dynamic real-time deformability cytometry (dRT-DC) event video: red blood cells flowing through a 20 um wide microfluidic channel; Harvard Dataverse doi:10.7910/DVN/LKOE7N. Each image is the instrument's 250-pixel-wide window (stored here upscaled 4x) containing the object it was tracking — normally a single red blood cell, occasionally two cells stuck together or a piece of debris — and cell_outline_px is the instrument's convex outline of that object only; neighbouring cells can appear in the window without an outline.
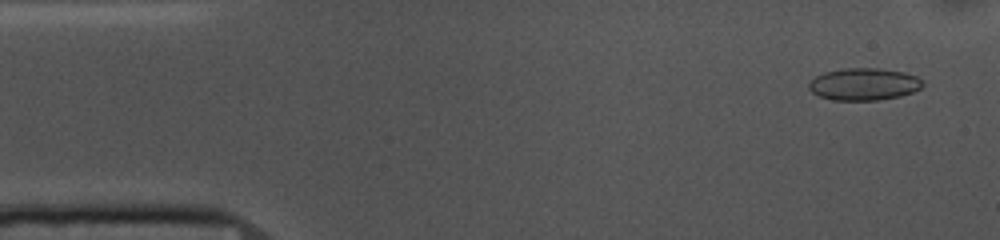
{"species": "common noctule bat (a hibernating species)", "species_latin": "Nyctalus noctula", "temperature_condition": "cold", "stored_images_in_passage": 53, "camera_frame_rate_fps": 3000, "um_per_image_px": 0.085, "animal": {"sex": "female", "body_mass_g": 10.0, "forearm_length_mm": 53.1}, "frame": {"image": 1, "passage_image": 3, "time_ms": 0.667, "image_size_px": [1000, 240], "cell_outline_px": [[924, 84], [920, 88], [912, 92], [900, 96], [880, 100], [832, 100], [820, 96], [812, 92], [808, 88], [808, 84], [816, 76], [824, 72], [840, 68], [876, 68], [904, 72], [916, 76], [924, 80]], "centroid_in_image_um": [73.44, 7.15], "position_along_channel_um": 11.6, "area_um2": 21.44}}
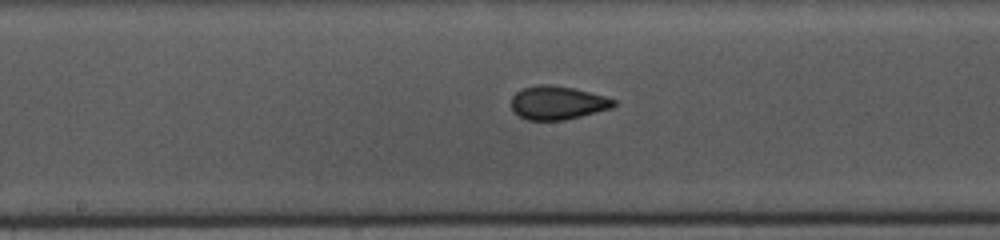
{"frame": {"image": 2, "passage_image": 26, "time_ms": 8.333, "image_size_px": [1000, 240], "cell_outline_px": [[616, 104], [612, 108], [564, 120], [528, 120], [512, 112], [512, 96], [516, 92], [524, 88], [540, 84], [548, 84], [576, 88], [604, 96], [616, 100]], "centroid_in_image_um": [47.39, 8.73], "position_along_channel_um": 200.8, "area_um2": 20.0}}
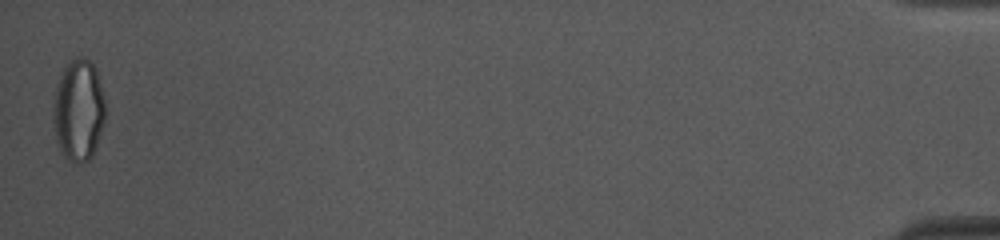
{"frame": {"image": 3, "passage_image": 53, "time_ms": 17.333, "image_size_px": [1000, 240], "cell_outline_px": [[104, 124], [96, 148], [92, 156], [88, 160], [80, 164], [68, 160], [60, 148], [56, 140], [52, 116], [52, 112], [56, 88], [60, 76], [68, 60], [76, 56], [84, 56], [96, 68], [104, 96]], "centroid_in_image_um": [6.68, 9.35], "position_along_channel_um": 428.5, "area_um2": 31.1}, "authors_computed_cell_mechanics": {"area_um2": 20.3456, "velocity_mm_per_s": 3.6557, "shape_relaxation_time_tau1_ms": 3.8299, "shape_relaxation_time_tau2_ms": 1.4814, "deformation_change_tau1": 0.1145, "deformation_change_tau2": 0.0399}}